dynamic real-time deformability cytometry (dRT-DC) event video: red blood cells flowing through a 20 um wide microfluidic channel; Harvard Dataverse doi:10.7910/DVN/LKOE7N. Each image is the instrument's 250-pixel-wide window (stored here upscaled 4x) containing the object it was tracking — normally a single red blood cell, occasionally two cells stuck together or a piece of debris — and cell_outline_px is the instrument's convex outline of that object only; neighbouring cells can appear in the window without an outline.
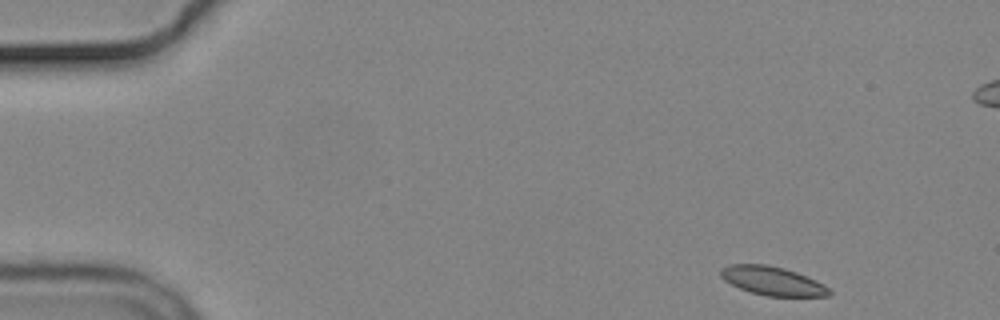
{"species": "common noctule bat (a hibernating species)", "species_latin": "Nyctalus noctula", "temperature_condition": "cold", "stored_images_in_passage": 3, "camera_frame_rate_fps": 3000, "um_per_image_px": 0.085, "animal": {"sex": "male", "body_mass_g": 19.2, "forearm_length_mm": 51.8}, "frame": {"image": 1, "passage_image": 1, "time_ms": 0.0, "image_size_px": [1000, 320], "cell_outline_px": [[832, 296], [764, 296], [740, 288], [724, 280], [720, 276], [720, 268], [728, 264], [768, 264], [784, 268], [808, 276], [824, 284], [832, 292]], "centroid_in_image_um": [65.67, 23.87], "position_along_channel_um": 19.3, "area_um2": 18.32}}